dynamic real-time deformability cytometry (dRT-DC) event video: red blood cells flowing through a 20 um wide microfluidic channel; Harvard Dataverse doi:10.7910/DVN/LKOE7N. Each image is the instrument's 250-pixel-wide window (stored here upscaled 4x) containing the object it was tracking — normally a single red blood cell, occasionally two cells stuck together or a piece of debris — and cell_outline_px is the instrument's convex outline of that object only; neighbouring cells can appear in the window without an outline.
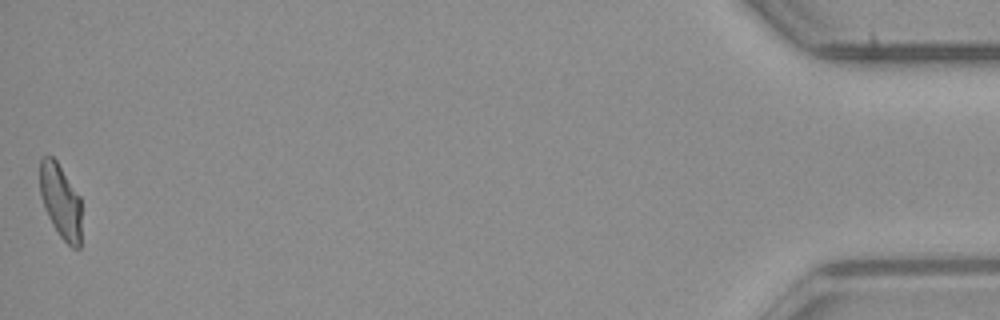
{"species": "common noctule bat (a hibernating species)", "species_latin": "Nyctalus noctula", "temperature_condition": "room temperature", "stored_images_in_passage": 52, "camera_frame_rate_fps": 3000, "um_per_image_px": 0.085, "animal": {"sex": "male", "body_mass_g": 23.1, "forearm_length_mm": 52.7}, "frame": {"image": 1, "passage_image": 52, "time_ms": 17.0, "image_size_px": [1000, 320], "cell_outline_px": [[80, 248], [72, 248], [60, 236], [52, 224], [44, 208], [40, 196], [40, 156], [52, 156], [56, 160], [80, 196]], "centroid_in_image_um": [5.13, 17.08], "position_along_channel_um": 430.1, "area_um2": 17.98}}